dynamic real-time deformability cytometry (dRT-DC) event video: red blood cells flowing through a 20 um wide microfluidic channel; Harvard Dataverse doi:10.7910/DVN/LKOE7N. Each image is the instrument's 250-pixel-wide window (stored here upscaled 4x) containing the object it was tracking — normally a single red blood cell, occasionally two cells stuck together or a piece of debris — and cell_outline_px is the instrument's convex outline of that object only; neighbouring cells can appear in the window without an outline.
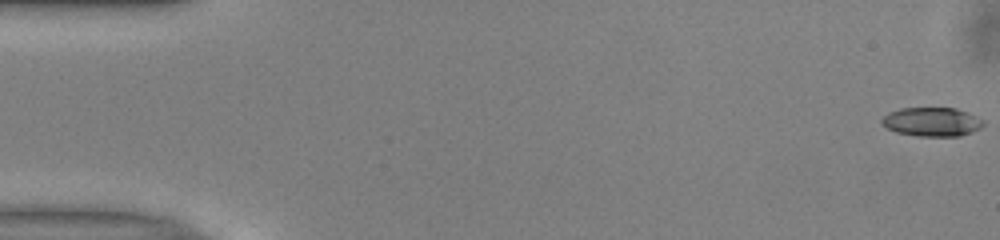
{"species": "common noctule bat (a hibernating species)", "species_latin": "Nyctalus noctula", "temperature_condition": "warm", "stored_images_in_passage": 52, "camera_frame_rate_fps": 3000, "um_per_image_px": 0.085, "animal": {"sex": "male", "body_mass_g": 13.0, "forearm_length_mm": 53.1}, "frame": {"image": 1, "passage_image": 1, "time_ms": 0.0, "image_size_px": [1000, 240], "cell_outline_px": [[984, 124], [980, 128], [972, 132], [960, 136], [916, 136], [896, 132], [888, 128], [880, 120], [888, 112], [900, 108], [956, 108], [968, 112], [984, 120]], "centroid_in_image_um": [79.23, 10.35], "position_along_channel_um": 5.8, "area_um2": 17.17}}
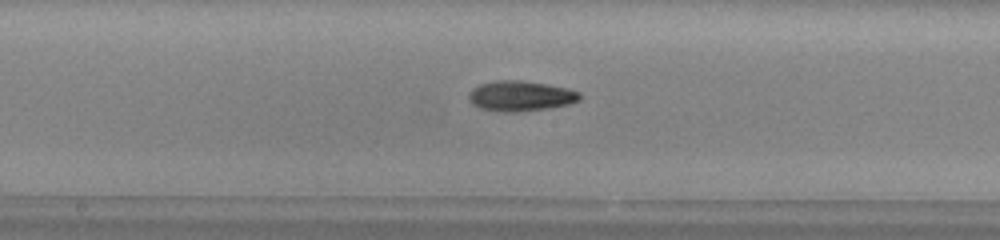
{"frame": {"image": 2, "passage_image": 27, "time_ms": 8.667, "image_size_px": [1000, 240], "cell_outline_px": [[580, 100], [568, 104], [548, 108], [516, 112], [504, 112], [480, 108], [472, 104], [468, 100], [468, 92], [472, 88], [480, 84], [496, 80], [520, 80], [568, 88], [580, 92]], "centroid_in_image_um": [44.21, 8.15], "position_along_channel_um": 204.0, "area_um2": 19.59}}
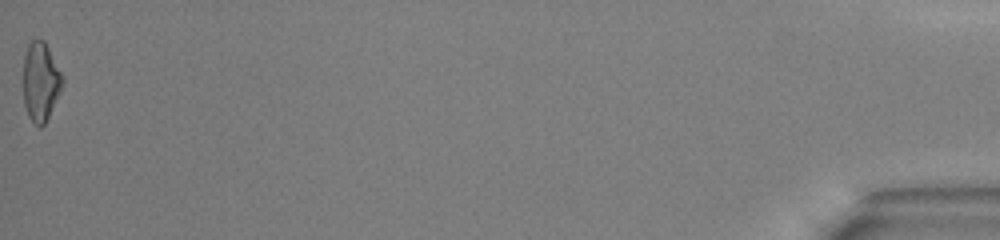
{"frame": {"image": 3, "passage_image": 52, "time_ms": 17.0, "image_size_px": [1000, 240], "cell_outline_px": [[64, 84], [44, 124], [40, 128], [28, 116], [24, 104], [24, 56], [28, 44], [32, 40], [44, 40], [64, 76]], "centroid_in_image_um": [3.47, 6.92], "position_along_channel_um": 431.7, "area_um2": 17.92}, "authors_computed_cell_mechanics": {"area_um2": 18.0047, "velocity_mm_per_s": 4.0179, "shape_relaxation_time_tau1_ms": 4.9879, "shape_relaxation_time_tau2_ms": null, "deformation_change_tau1": 0.1685, "deformation_change_tau2": null}}